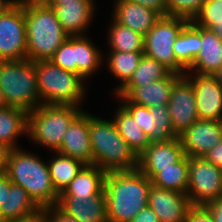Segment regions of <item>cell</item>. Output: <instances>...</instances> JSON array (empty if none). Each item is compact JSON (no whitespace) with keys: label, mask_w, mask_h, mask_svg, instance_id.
<instances>
[{"label":"cell","mask_w":222,"mask_h":222,"mask_svg":"<svg viewBox=\"0 0 222 222\" xmlns=\"http://www.w3.org/2000/svg\"><path fill=\"white\" fill-rule=\"evenodd\" d=\"M151 180L138 169L106 173L104 193L108 222H130L148 206Z\"/></svg>","instance_id":"obj_1"},{"label":"cell","mask_w":222,"mask_h":222,"mask_svg":"<svg viewBox=\"0 0 222 222\" xmlns=\"http://www.w3.org/2000/svg\"><path fill=\"white\" fill-rule=\"evenodd\" d=\"M11 182L21 186L40 207L56 206L60 194L50 177L47 161L22 147L10 149L6 171Z\"/></svg>","instance_id":"obj_2"},{"label":"cell","mask_w":222,"mask_h":222,"mask_svg":"<svg viewBox=\"0 0 222 222\" xmlns=\"http://www.w3.org/2000/svg\"><path fill=\"white\" fill-rule=\"evenodd\" d=\"M27 34V59L49 60L70 37L52 7L41 0H24Z\"/></svg>","instance_id":"obj_3"},{"label":"cell","mask_w":222,"mask_h":222,"mask_svg":"<svg viewBox=\"0 0 222 222\" xmlns=\"http://www.w3.org/2000/svg\"><path fill=\"white\" fill-rule=\"evenodd\" d=\"M89 135L94 165L106 173L138 169V156L118 133L112 119L89 113Z\"/></svg>","instance_id":"obj_4"},{"label":"cell","mask_w":222,"mask_h":222,"mask_svg":"<svg viewBox=\"0 0 222 222\" xmlns=\"http://www.w3.org/2000/svg\"><path fill=\"white\" fill-rule=\"evenodd\" d=\"M35 70L41 104L82 107L87 81L80 75L60 68L51 60L35 61Z\"/></svg>","instance_id":"obj_5"},{"label":"cell","mask_w":222,"mask_h":222,"mask_svg":"<svg viewBox=\"0 0 222 222\" xmlns=\"http://www.w3.org/2000/svg\"><path fill=\"white\" fill-rule=\"evenodd\" d=\"M0 89L9 107L30 113L42 105L35 62L29 59L0 61Z\"/></svg>","instance_id":"obj_6"},{"label":"cell","mask_w":222,"mask_h":222,"mask_svg":"<svg viewBox=\"0 0 222 222\" xmlns=\"http://www.w3.org/2000/svg\"><path fill=\"white\" fill-rule=\"evenodd\" d=\"M83 111L72 105L42 104L28 114V138L37 146L57 152L65 131Z\"/></svg>","instance_id":"obj_7"},{"label":"cell","mask_w":222,"mask_h":222,"mask_svg":"<svg viewBox=\"0 0 222 222\" xmlns=\"http://www.w3.org/2000/svg\"><path fill=\"white\" fill-rule=\"evenodd\" d=\"M188 19L176 16H161L144 35V55L163 64L172 73L184 75L186 69L176 60L173 44Z\"/></svg>","instance_id":"obj_8"},{"label":"cell","mask_w":222,"mask_h":222,"mask_svg":"<svg viewBox=\"0 0 222 222\" xmlns=\"http://www.w3.org/2000/svg\"><path fill=\"white\" fill-rule=\"evenodd\" d=\"M189 182L187 196L192 206H205L222 198L221 168L205 158L188 157Z\"/></svg>","instance_id":"obj_9"},{"label":"cell","mask_w":222,"mask_h":222,"mask_svg":"<svg viewBox=\"0 0 222 222\" xmlns=\"http://www.w3.org/2000/svg\"><path fill=\"white\" fill-rule=\"evenodd\" d=\"M27 59L24 0L0 15V61Z\"/></svg>","instance_id":"obj_10"},{"label":"cell","mask_w":222,"mask_h":222,"mask_svg":"<svg viewBox=\"0 0 222 222\" xmlns=\"http://www.w3.org/2000/svg\"><path fill=\"white\" fill-rule=\"evenodd\" d=\"M132 115L137 125L148 136L150 143L166 142L179 137L173 129L168 106L146 107L129 102L125 97H115Z\"/></svg>","instance_id":"obj_11"},{"label":"cell","mask_w":222,"mask_h":222,"mask_svg":"<svg viewBox=\"0 0 222 222\" xmlns=\"http://www.w3.org/2000/svg\"><path fill=\"white\" fill-rule=\"evenodd\" d=\"M195 92L199 119L222 121V87L215 75L186 72Z\"/></svg>","instance_id":"obj_12"},{"label":"cell","mask_w":222,"mask_h":222,"mask_svg":"<svg viewBox=\"0 0 222 222\" xmlns=\"http://www.w3.org/2000/svg\"><path fill=\"white\" fill-rule=\"evenodd\" d=\"M167 106L174 132L178 136L199 119L194 89L184 75L173 84Z\"/></svg>","instance_id":"obj_13"},{"label":"cell","mask_w":222,"mask_h":222,"mask_svg":"<svg viewBox=\"0 0 222 222\" xmlns=\"http://www.w3.org/2000/svg\"><path fill=\"white\" fill-rule=\"evenodd\" d=\"M179 138L187 157L203 158L222 140V121L198 119Z\"/></svg>","instance_id":"obj_14"},{"label":"cell","mask_w":222,"mask_h":222,"mask_svg":"<svg viewBox=\"0 0 222 222\" xmlns=\"http://www.w3.org/2000/svg\"><path fill=\"white\" fill-rule=\"evenodd\" d=\"M184 156L179 137L166 142L150 143L138 156V170L151 180L161 169L172 167Z\"/></svg>","instance_id":"obj_15"},{"label":"cell","mask_w":222,"mask_h":222,"mask_svg":"<svg viewBox=\"0 0 222 222\" xmlns=\"http://www.w3.org/2000/svg\"><path fill=\"white\" fill-rule=\"evenodd\" d=\"M148 206L153 209L160 222H186L192 204L186 194L152 185Z\"/></svg>","instance_id":"obj_16"},{"label":"cell","mask_w":222,"mask_h":222,"mask_svg":"<svg viewBox=\"0 0 222 222\" xmlns=\"http://www.w3.org/2000/svg\"><path fill=\"white\" fill-rule=\"evenodd\" d=\"M65 156L93 165V155L89 135V112L82 111L69 125L57 151Z\"/></svg>","instance_id":"obj_17"},{"label":"cell","mask_w":222,"mask_h":222,"mask_svg":"<svg viewBox=\"0 0 222 222\" xmlns=\"http://www.w3.org/2000/svg\"><path fill=\"white\" fill-rule=\"evenodd\" d=\"M52 7L65 32L70 36H86L91 22L94 21L95 0H74Z\"/></svg>","instance_id":"obj_18"},{"label":"cell","mask_w":222,"mask_h":222,"mask_svg":"<svg viewBox=\"0 0 222 222\" xmlns=\"http://www.w3.org/2000/svg\"><path fill=\"white\" fill-rule=\"evenodd\" d=\"M182 75L171 73L167 78L154 81L140 87H122L114 95L125 97L129 102L146 107H157L167 105L170 101L173 84Z\"/></svg>","instance_id":"obj_19"},{"label":"cell","mask_w":222,"mask_h":222,"mask_svg":"<svg viewBox=\"0 0 222 222\" xmlns=\"http://www.w3.org/2000/svg\"><path fill=\"white\" fill-rule=\"evenodd\" d=\"M112 18L119 24L144 36L161 18L156 11L135 2L113 0Z\"/></svg>","instance_id":"obj_20"},{"label":"cell","mask_w":222,"mask_h":222,"mask_svg":"<svg viewBox=\"0 0 222 222\" xmlns=\"http://www.w3.org/2000/svg\"><path fill=\"white\" fill-rule=\"evenodd\" d=\"M200 52L186 72L214 75L222 67V41L200 26Z\"/></svg>","instance_id":"obj_21"},{"label":"cell","mask_w":222,"mask_h":222,"mask_svg":"<svg viewBox=\"0 0 222 222\" xmlns=\"http://www.w3.org/2000/svg\"><path fill=\"white\" fill-rule=\"evenodd\" d=\"M57 206L79 222H108L104 189L87 200L59 198Z\"/></svg>","instance_id":"obj_22"},{"label":"cell","mask_w":222,"mask_h":222,"mask_svg":"<svg viewBox=\"0 0 222 222\" xmlns=\"http://www.w3.org/2000/svg\"><path fill=\"white\" fill-rule=\"evenodd\" d=\"M106 172L97 165H85L60 194L59 198L87 200L104 189Z\"/></svg>","instance_id":"obj_23"},{"label":"cell","mask_w":222,"mask_h":222,"mask_svg":"<svg viewBox=\"0 0 222 222\" xmlns=\"http://www.w3.org/2000/svg\"><path fill=\"white\" fill-rule=\"evenodd\" d=\"M28 112L16 107L0 108V143L10 149L18 146V138L28 136Z\"/></svg>","instance_id":"obj_24"},{"label":"cell","mask_w":222,"mask_h":222,"mask_svg":"<svg viewBox=\"0 0 222 222\" xmlns=\"http://www.w3.org/2000/svg\"><path fill=\"white\" fill-rule=\"evenodd\" d=\"M7 222L29 217L41 208L21 186L9 182L6 185L5 207H0Z\"/></svg>","instance_id":"obj_25"},{"label":"cell","mask_w":222,"mask_h":222,"mask_svg":"<svg viewBox=\"0 0 222 222\" xmlns=\"http://www.w3.org/2000/svg\"><path fill=\"white\" fill-rule=\"evenodd\" d=\"M113 114L112 120L118 133L129 144L134 153L139 156L150 145L148 136L120 103Z\"/></svg>","instance_id":"obj_26"},{"label":"cell","mask_w":222,"mask_h":222,"mask_svg":"<svg viewBox=\"0 0 222 222\" xmlns=\"http://www.w3.org/2000/svg\"><path fill=\"white\" fill-rule=\"evenodd\" d=\"M106 54V57H104V61H106L104 63L106 67H108V72H110L111 75L118 80L117 83L119 84L114 89L113 93L115 94L132 77L144 55V52L109 51Z\"/></svg>","instance_id":"obj_27"},{"label":"cell","mask_w":222,"mask_h":222,"mask_svg":"<svg viewBox=\"0 0 222 222\" xmlns=\"http://www.w3.org/2000/svg\"><path fill=\"white\" fill-rule=\"evenodd\" d=\"M50 177L56 191L61 194L86 165L82 161L54 152L47 160Z\"/></svg>","instance_id":"obj_28"},{"label":"cell","mask_w":222,"mask_h":222,"mask_svg":"<svg viewBox=\"0 0 222 222\" xmlns=\"http://www.w3.org/2000/svg\"><path fill=\"white\" fill-rule=\"evenodd\" d=\"M102 51L88 36H76L77 74L85 81L102 68L104 58Z\"/></svg>","instance_id":"obj_29"},{"label":"cell","mask_w":222,"mask_h":222,"mask_svg":"<svg viewBox=\"0 0 222 222\" xmlns=\"http://www.w3.org/2000/svg\"><path fill=\"white\" fill-rule=\"evenodd\" d=\"M200 26L189 21L173 44L176 60L187 70L200 52Z\"/></svg>","instance_id":"obj_30"},{"label":"cell","mask_w":222,"mask_h":222,"mask_svg":"<svg viewBox=\"0 0 222 222\" xmlns=\"http://www.w3.org/2000/svg\"><path fill=\"white\" fill-rule=\"evenodd\" d=\"M110 22L107 37L108 51L144 52V36L117 23L113 18Z\"/></svg>","instance_id":"obj_31"},{"label":"cell","mask_w":222,"mask_h":222,"mask_svg":"<svg viewBox=\"0 0 222 222\" xmlns=\"http://www.w3.org/2000/svg\"><path fill=\"white\" fill-rule=\"evenodd\" d=\"M152 185L158 188L174 190L187 194L189 182L188 157L185 155L172 167L161 169L152 179Z\"/></svg>","instance_id":"obj_32"},{"label":"cell","mask_w":222,"mask_h":222,"mask_svg":"<svg viewBox=\"0 0 222 222\" xmlns=\"http://www.w3.org/2000/svg\"><path fill=\"white\" fill-rule=\"evenodd\" d=\"M172 72L155 59L143 55L132 77L123 87H140L167 78Z\"/></svg>","instance_id":"obj_33"},{"label":"cell","mask_w":222,"mask_h":222,"mask_svg":"<svg viewBox=\"0 0 222 222\" xmlns=\"http://www.w3.org/2000/svg\"><path fill=\"white\" fill-rule=\"evenodd\" d=\"M49 60L60 68L77 74L76 36L69 37Z\"/></svg>","instance_id":"obj_34"},{"label":"cell","mask_w":222,"mask_h":222,"mask_svg":"<svg viewBox=\"0 0 222 222\" xmlns=\"http://www.w3.org/2000/svg\"><path fill=\"white\" fill-rule=\"evenodd\" d=\"M191 22L207 29L215 22H222V0H206Z\"/></svg>","instance_id":"obj_35"},{"label":"cell","mask_w":222,"mask_h":222,"mask_svg":"<svg viewBox=\"0 0 222 222\" xmlns=\"http://www.w3.org/2000/svg\"><path fill=\"white\" fill-rule=\"evenodd\" d=\"M206 0H167L168 16L183 17L191 21Z\"/></svg>","instance_id":"obj_36"},{"label":"cell","mask_w":222,"mask_h":222,"mask_svg":"<svg viewBox=\"0 0 222 222\" xmlns=\"http://www.w3.org/2000/svg\"><path fill=\"white\" fill-rule=\"evenodd\" d=\"M41 209L44 211L46 222H79L75 218L68 216L57 205Z\"/></svg>","instance_id":"obj_37"},{"label":"cell","mask_w":222,"mask_h":222,"mask_svg":"<svg viewBox=\"0 0 222 222\" xmlns=\"http://www.w3.org/2000/svg\"><path fill=\"white\" fill-rule=\"evenodd\" d=\"M186 222H215L205 206H192L188 211Z\"/></svg>","instance_id":"obj_38"},{"label":"cell","mask_w":222,"mask_h":222,"mask_svg":"<svg viewBox=\"0 0 222 222\" xmlns=\"http://www.w3.org/2000/svg\"><path fill=\"white\" fill-rule=\"evenodd\" d=\"M150 8L161 16H168L167 0H126Z\"/></svg>","instance_id":"obj_39"},{"label":"cell","mask_w":222,"mask_h":222,"mask_svg":"<svg viewBox=\"0 0 222 222\" xmlns=\"http://www.w3.org/2000/svg\"><path fill=\"white\" fill-rule=\"evenodd\" d=\"M210 163L222 168V140L203 157Z\"/></svg>","instance_id":"obj_40"},{"label":"cell","mask_w":222,"mask_h":222,"mask_svg":"<svg viewBox=\"0 0 222 222\" xmlns=\"http://www.w3.org/2000/svg\"><path fill=\"white\" fill-rule=\"evenodd\" d=\"M130 222H160L153 209L146 206Z\"/></svg>","instance_id":"obj_41"},{"label":"cell","mask_w":222,"mask_h":222,"mask_svg":"<svg viewBox=\"0 0 222 222\" xmlns=\"http://www.w3.org/2000/svg\"><path fill=\"white\" fill-rule=\"evenodd\" d=\"M205 207L210 211L215 222H222V198L209 202Z\"/></svg>","instance_id":"obj_42"},{"label":"cell","mask_w":222,"mask_h":222,"mask_svg":"<svg viewBox=\"0 0 222 222\" xmlns=\"http://www.w3.org/2000/svg\"><path fill=\"white\" fill-rule=\"evenodd\" d=\"M10 181L11 180L5 172L0 174V207H5L6 185Z\"/></svg>","instance_id":"obj_43"},{"label":"cell","mask_w":222,"mask_h":222,"mask_svg":"<svg viewBox=\"0 0 222 222\" xmlns=\"http://www.w3.org/2000/svg\"><path fill=\"white\" fill-rule=\"evenodd\" d=\"M9 152H10V148L0 143V174L6 171V163H7Z\"/></svg>","instance_id":"obj_44"},{"label":"cell","mask_w":222,"mask_h":222,"mask_svg":"<svg viewBox=\"0 0 222 222\" xmlns=\"http://www.w3.org/2000/svg\"><path fill=\"white\" fill-rule=\"evenodd\" d=\"M12 222H46V219L44 217V211L40 209L38 212L29 217L21 218Z\"/></svg>","instance_id":"obj_45"},{"label":"cell","mask_w":222,"mask_h":222,"mask_svg":"<svg viewBox=\"0 0 222 222\" xmlns=\"http://www.w3.org/2000/svg\"><path fill=\"white\" fill-rule=\"evenodd\" d=\"M19 0H0V15L6 13L12 8Z\"/></svg>","instance_id":"obj_46"},{"label":"cell","mask_w":222,"mask_h":222,"mask_svg":"<svg viewBox=\"0 0 222 222\" xmlns=\"http://www.w3.org/2000/svg\"><path fill=\"white\" fill-rule=\"evenodd\" d=\"M209 29L222 41V22H215Z\"/></svg>","instance_id":"obj_47"},{"label":"cell","mask_w":222,"mask_h":222,"mask_svg":"<svg viewBox=\"0 0 222 222\" xmlns=\"http://www.w3.org/2000/svg\"><path fill=\"white\" fill-rule=\"evenodd\" d=\"M45 5H61L74 0H41Z\"/></svg>","instance_id":"obj_48"},{"label":"cell","mask_w":222,"mask_h":222,"mask_svg":"<svg viewBox=\"0 0 222 222\" xmlns=\"http://www.w3.org/2000/svg\"><path fill=\"white\" fill-rule=\"evenodd\" d=\"M218 81V84L222 87V67L214 74Z\"/></svg>","instance_id":"obj_49"},{"label":"cell","mask_w":222,"mask_h":222,"mask_svg":"<svg viewBox=\"0 0 222 222\" xmlns=\"http://www.w3.org/2000/svg\"><path fill=\"white\" fill-rule=\"evenodd\" d=\"M6 102L4 100V94L3 91L0 89V108L6 107Z\"/></svg>","instance_id":"obj_50"},{"label":"cell","mask_w":222,"mask_h":222,"mask_svg":"<svg viewBox=\"0 0 222 222\" xmlns=\"http://www.w3.org/2000/svg\"><path fill=\"white\" fill-rule=\"evenodd\" d=\"M0 222H7L2 215L1 209H0Z\"/></svg>","instance_id":"obj_51"}]
</instances>
